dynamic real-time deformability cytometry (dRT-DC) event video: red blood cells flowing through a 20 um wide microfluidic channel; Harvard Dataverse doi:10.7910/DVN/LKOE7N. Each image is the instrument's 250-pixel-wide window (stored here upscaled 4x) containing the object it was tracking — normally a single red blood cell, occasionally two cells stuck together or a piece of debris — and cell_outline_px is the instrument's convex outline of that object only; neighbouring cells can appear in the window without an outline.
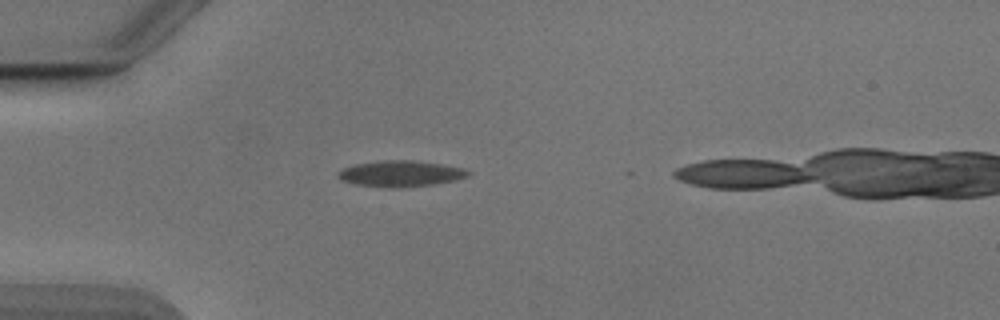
{"species": "Egyptian fruit bat (a non-hibernating species)", "species_latin": "Rousettus aegyptiacus", "temperature_condition": "cold", "stored_images_in_passage": 34, "camera_frame_rate_fps": 3000, "um_per_image_px": 0.085, "animal": {"sex": "male"}, "frame": {"image": 1, "passage_image": 1, "time_ms": 0.0, "image_size_px": [1000, 320], "cell_outline_px": [[472, 172], [468, 176], [456, 180], [432, 184], [392, 188], [356, 184], [340, 180], [336, 176], [344, 168], [356, 164], [380, 160], [412, 160], [440, 164], [464, 168]], "centroid_in_image_um": [34.06, 14.75], "position_along_channel_um": 50.9, "area_um2": 19.54}}
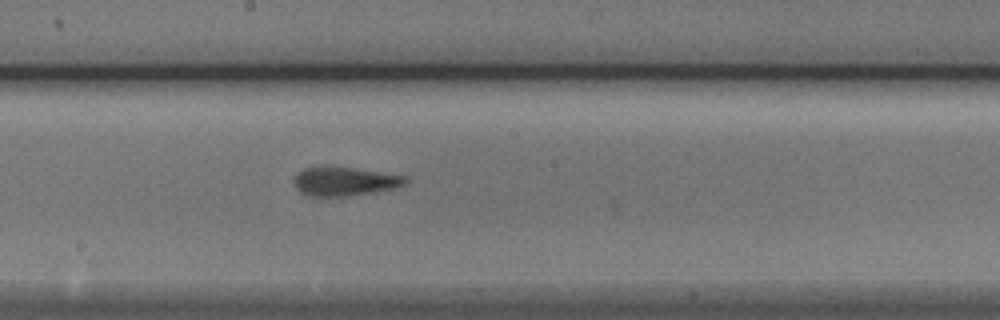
{"frame": {"image": 2, "passage_image": 15, "time_ms": 4.667, "image_size_px": [1000, 320], "cell_outline_px": [[408, 184], [392, 188], [372, 192], [344, 196], [308, 196], [300, 192], [296, 188], [292, 180], [304, 168], [352, 168], [408, 176]], "centroid_in_image_um": [29.31, 15.44], "position_along_channel_um": 218.9, "area_um2": 18.26}}
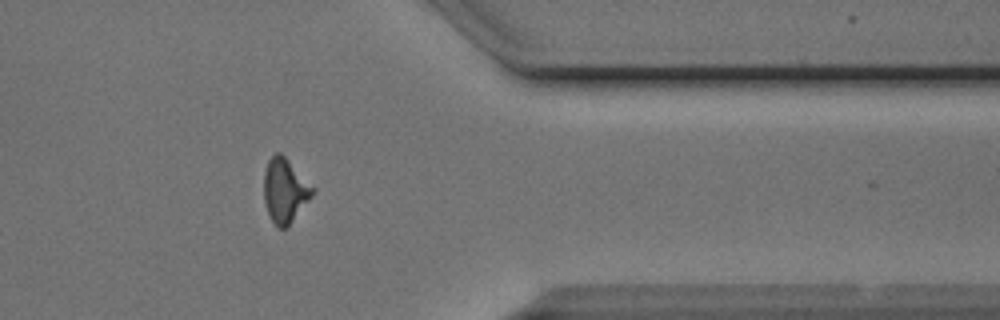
{"frame": {"image": 3, "passage_image": 29, "time_ms": 9.333, "image_size_px": [1000, 320], "cell_outline_px": [[316, 192], [288, 228], [276, 228], [268, 212], [264, 200], [264, 172], [268, 160], [276, 152], [280, 152], [316, 188]], "centroid_in_image_um": [24.25, 16.22], "position_along_channel_um": 387.2, "area_um2": 18.5}}